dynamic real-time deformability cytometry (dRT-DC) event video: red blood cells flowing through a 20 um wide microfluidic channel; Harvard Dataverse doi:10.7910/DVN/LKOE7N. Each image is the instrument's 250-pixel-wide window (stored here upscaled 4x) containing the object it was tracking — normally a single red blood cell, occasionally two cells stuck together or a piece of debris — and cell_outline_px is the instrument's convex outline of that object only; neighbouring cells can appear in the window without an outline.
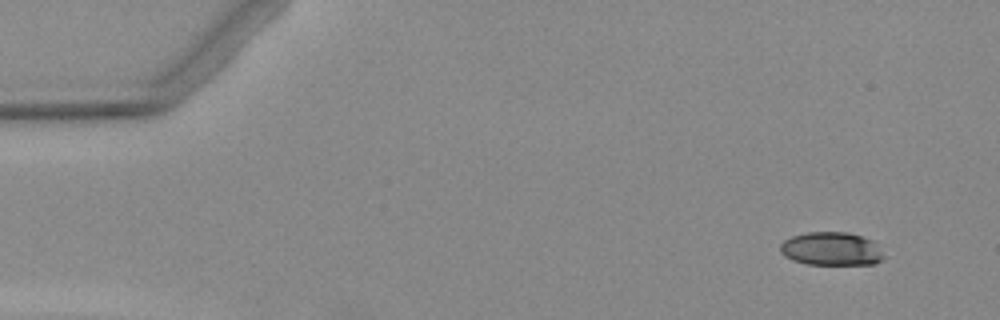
{"species": "Egyptian fruit bat (a non-hibernating species)", "species_latin": "Rousettus aegyptiacus", "temperature_condition": "warm", "stored_images_in_passage": 4, "camera_frame_rate_fps": 3000, "um_per_image_px": 0.085, "animal": {"sex": "female"}, "frame": {"image": 1, "passage_image": 1, "time_ms": 0.0, "image_size_px": [1000, 320], "cell_outline_px": [[884, 260], [872, 264], [808, 264], [792, 260], [784, 256], [780, 252], [780, 244], [784, 240], [792, 236], [808, 232], [848, 232], [872, 240], [884, 256]], "centroid_in_image_um": [70.64, 21.15], "position_along_channel_um": 14.4, "area_um2": 20.06}}
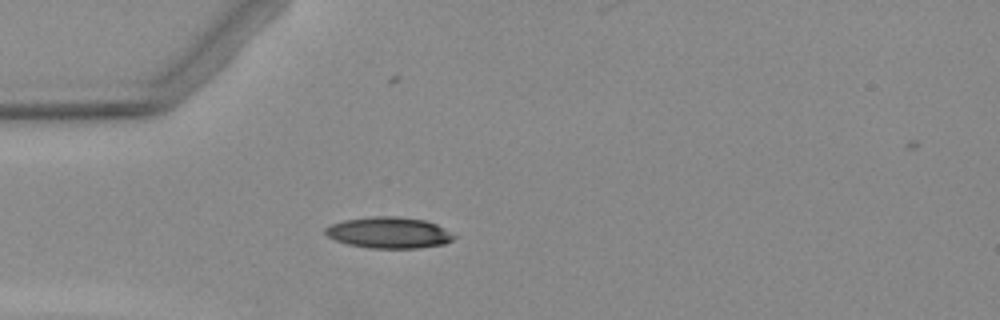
{"frame": {"image": 2, "passage_image": 4, "time_ms": 3.667, "image_size_px": [1000, 320], "cell_outline_px": [[456, 236], [452, 240], [444, 244], [420, 248], [368, 248], [348, 244], [336, 240], [328, 236], [324, 232], [324, 228], [332, 224], [344, 220], [372, 216], [396, 216], [424, 220], [436, 224], [444, 228]], "centroid_in_image_um": [33.06, 19.78], "position_along_channel_um": 51.9, "area_um2": 23.35}}